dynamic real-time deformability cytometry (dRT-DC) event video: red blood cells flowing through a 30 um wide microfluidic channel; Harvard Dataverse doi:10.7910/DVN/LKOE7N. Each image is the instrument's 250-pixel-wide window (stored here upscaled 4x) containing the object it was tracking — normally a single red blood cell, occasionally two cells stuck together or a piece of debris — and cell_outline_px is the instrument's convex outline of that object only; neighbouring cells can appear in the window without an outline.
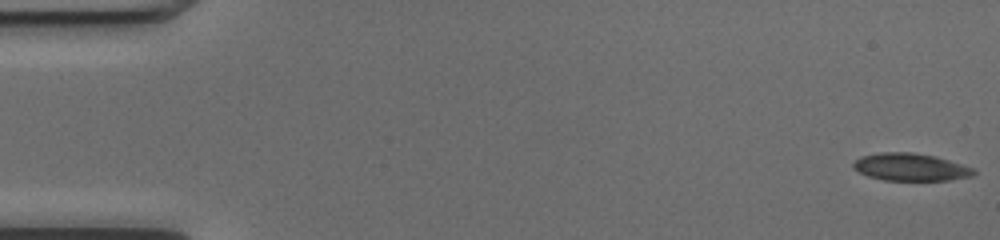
{"species": "common noctule bat (a hibernating species)", "species_latin": "Nyctalus noctula", "temperature_condition": "cold", "stored_images_in_passage": 51, "camera_frame_rate_fps": 3000, "um_per_image_px": 0.085, "animal": {"sex": "female", "body_mass_g": 17.0, "forearm_length_mm": 48.0}, "frame": {"image": 1, "passage_image": 1, "time_ms": 0.0, "image_size_px": [1000, 240], "cell_outline_px": [[976, 172], [972, 176], [948, 180], [884, 180], [868, 176], [852, 168], [852, 164], [860, 156], [880, 152], [912, 152], [936, 156], [976, 168]], "centroid_in_image_um": [77.41, 14.19], "position_along_channel_um": 7.6, "area_um2": 19.42}}
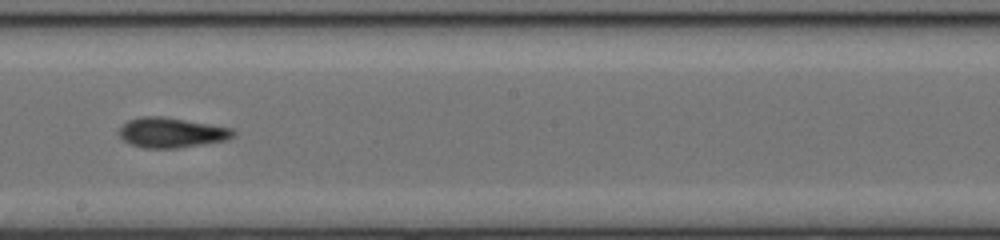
{"frame": {"image": 2, "passage_image": 29, "time_ms": 9.333, "image_size_px": [1000, 240], "cell_outline_px": [[236, 136], [224, 140], [204, 144], [176, 148], [144, 148], [128, 144], [116, 132], [128, 120], [144, 116], [160, 116], [232, 128], [236, 132]], "centroid_in_image_um": [14.55, 11.28], "position_along_channel_um": 233.7, "area_um2": 19.88}}
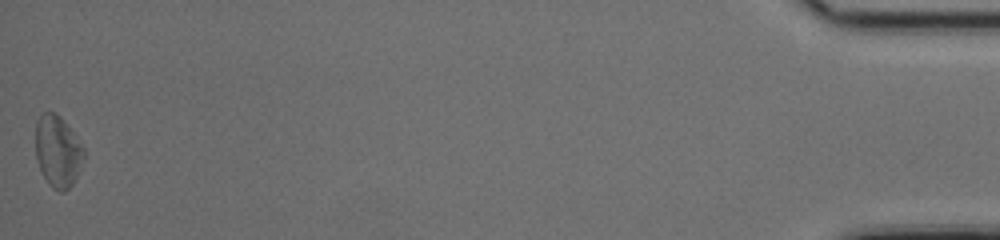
{"frame": {"image": 3, "passage_image": 51, "time_ms": 16.667, "image_size_px": [1000, 240], "cell_outline_px": [[84, 160], [72, 184], [64, 192], [60, 192], [52, 188], [48, 184], [40, 168], [36, 156], [36, 120], [44, 112], [56, 112], [60, 116], [84, 148]], "centroid_in_image_um": [4.9, 12.87], "position_along_channel_um": 430.3, "area_um2": 19.94}, "authors_computed_cell_mechanics": {"area_um2": 19.5942, "velocity_mm_per_s": 4.0661, "shape_relaxation_time_tau1_ms": 3.6601, "shape_relaxation_time_tau2_ms": 2.0148, "deformation_change_tau1": 0.139, "deformation_change_tau2": 0.1054}}